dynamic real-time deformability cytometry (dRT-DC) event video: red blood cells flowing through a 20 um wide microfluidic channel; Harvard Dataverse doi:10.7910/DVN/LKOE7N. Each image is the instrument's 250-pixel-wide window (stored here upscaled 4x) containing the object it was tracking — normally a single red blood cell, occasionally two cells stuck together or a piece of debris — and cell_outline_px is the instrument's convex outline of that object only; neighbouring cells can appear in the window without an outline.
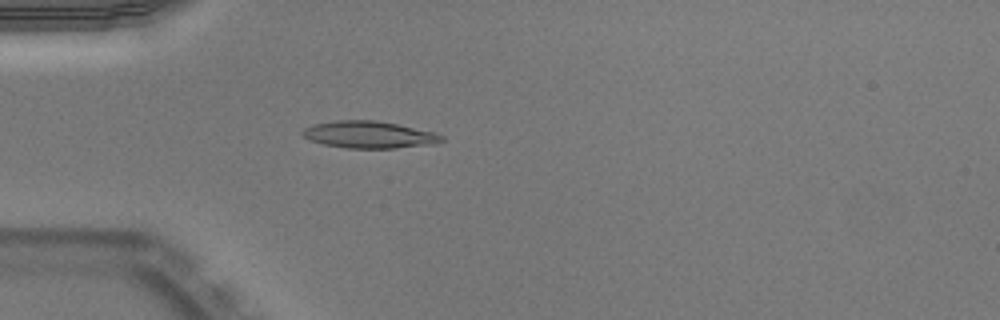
{"species": "Egyptian fruit bat (a non-hibernating species)", "species_latin": "Rousettus aegyptiacus", "temperature_condition": "warm", "stored_images_in_passage": 50, "camera_frame_rate_fps": 3000, "um_per_image_px": 0.085, "animal": {"sex": "male"}, "frame": {"image": 1, "passage_image": 14, "time_ms": 4.333, "image_size_px": [1000, 320], "cell_outline_px": [[444, 140], [436, 144], [396, 148], [348, 148], [324, 144], [312, 140], [304, 136], [300, 132], [304, 128], [312, 124], [336, 120], [376, 120], [436, 132], [444, 136]], "centroid_in_image_um": [31.41, 11.44], "position_along_channel_um": 53.6, "area_um2": 21.96}}
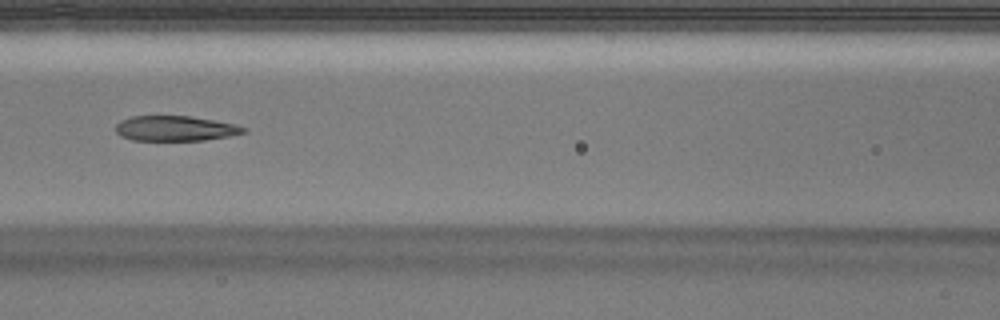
{"frame": {"image": 2, "passage_image": 22, "time_ms": 7.0, "image_size_px": [1000, 320], "cell_outline_px": [[248, 132], [228, 136], [204, 140], [132, 140], [120, 136], [116, 132], [116, 124], [120, 120], [132, 116], [188, 116], [236, 124], [248, 128]], "centroid_in_image_um": [14.9, 10.91], "position_along_channel_um": 151.7, "area_um2": 18.73}}
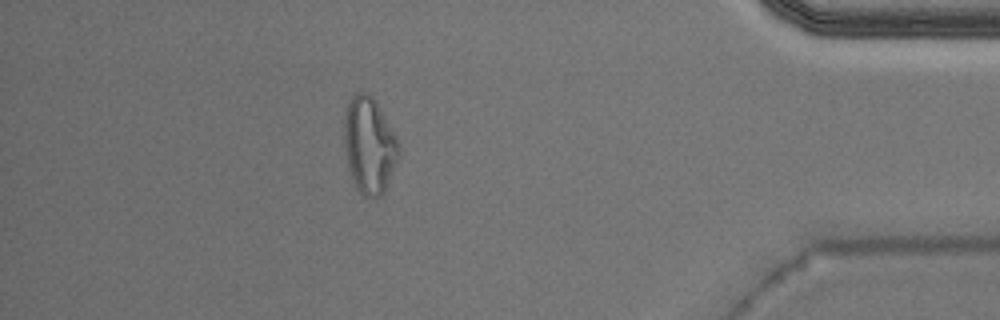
{"frame": {"image": 3, "passage_image": 44, "time_ms": 14.333, "image_size_px": [1000, 320], "cell_outline_px": [[400, 156], [384, 192], [380, 196], [364, 196], [360, 192], [352, 176], [348, 164], [344, 140], [344, 116], [348, 104], [352, 96], [356, 92], [368, 92], [376, 100], [400, 144]], "centroid_in_image_um": [31.41, 12.31], "position_along_channel_um": 403.8, "area_um2": 30.46}, "authors_computed_cell_mechanics": {"area_um2": 20.8658, "velocity_mm_per_s": 3.9865, "shape_relaxation_time_tau1_ms": null, "shape_relaxation_time_tau2_ms": 2.558, "deformation_change_tau1": null, "deformation_change_tau2": 0.1104}}